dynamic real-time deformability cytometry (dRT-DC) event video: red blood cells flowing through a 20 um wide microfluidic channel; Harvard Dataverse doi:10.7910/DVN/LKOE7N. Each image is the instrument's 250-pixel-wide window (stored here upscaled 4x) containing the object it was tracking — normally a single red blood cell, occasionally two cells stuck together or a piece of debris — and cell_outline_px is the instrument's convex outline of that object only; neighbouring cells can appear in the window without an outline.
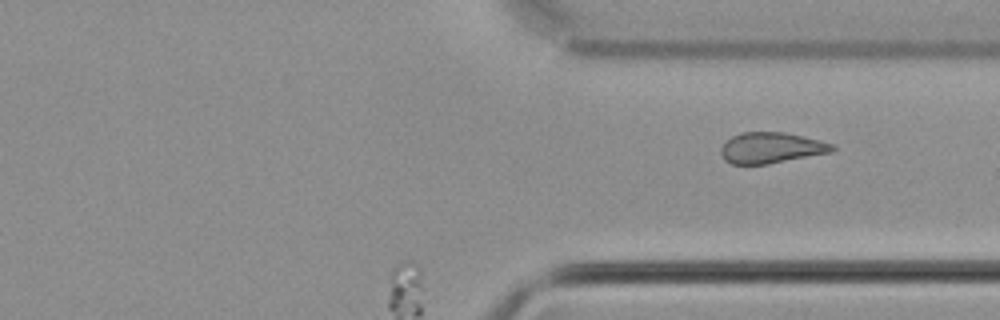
{"species": "common noctule bat (a hibernating species)", "species_latin": "Nyctalus noctula", "temperature_condition": "cold", "stored_images_in_passage": 48, "segment_of_instrument_passage": [2, 2], "camera_frame_rate_fps": 3000, "um_per_image_px": 0.085, "animal": {"sex": "male", "body_mass_g": 21.5, "forearm_length_mm": 52.0}, "frame": {"image": 1, "passage_image": 48, "time_ms": 15.667, "image_size_px": [1000, 320], "cell_outline_px": [[836, 148], [832, 152], [768, 164], [732, 164], [724, 160], [720, 152], [720, 148], [732, 136], [740, 132], [784, 132], [804, 136], [836, 144]], "centroid_in_image_um": [65.58, 12.56], "position_along_channel_um": 345.8, "area_um2": 20.17}}